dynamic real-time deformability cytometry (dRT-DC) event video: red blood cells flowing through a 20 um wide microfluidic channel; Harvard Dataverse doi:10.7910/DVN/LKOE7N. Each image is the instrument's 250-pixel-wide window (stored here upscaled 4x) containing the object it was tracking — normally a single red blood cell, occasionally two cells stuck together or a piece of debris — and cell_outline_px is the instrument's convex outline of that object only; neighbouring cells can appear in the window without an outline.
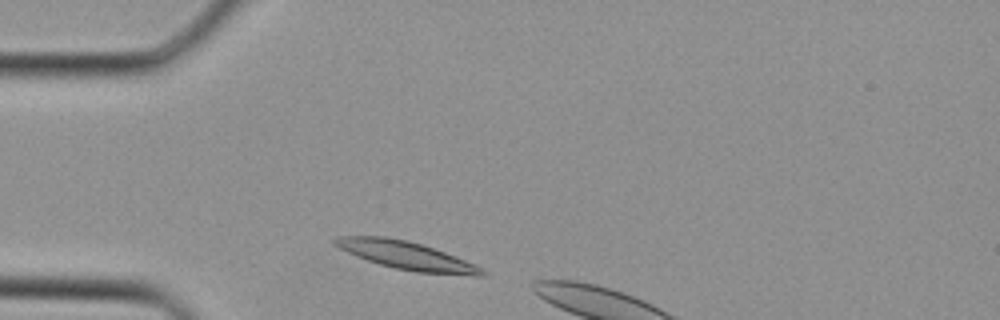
{"species": "Egyptian fruit bat (a non-hibernating species)", "species_latin": "Rousettus aegyptiacus", "temperature_condition": "cold", "stored_images_in_passage": 4, "camera_frame_rate_fps": 3000, "um_per_image_px": 0.085, "animal": {"sex": "female"}, "frame": {"image": 1, "passage_image": 2, "time_ms": 0.333, "image_size_px": [1000, 320], "cell_outline_px": [[488, 272], [484, 276], [472, 276], [416, 272], [396, 268], [380, 264], [356, 256], [332, 244], [332, 236], [384, 236], [408, 240], [444, 252], [476, 264]], "centroid_in_image_um": [34.56, 21.72], "position_along_channel_um": 50.4, "area_um2": 24.1}}